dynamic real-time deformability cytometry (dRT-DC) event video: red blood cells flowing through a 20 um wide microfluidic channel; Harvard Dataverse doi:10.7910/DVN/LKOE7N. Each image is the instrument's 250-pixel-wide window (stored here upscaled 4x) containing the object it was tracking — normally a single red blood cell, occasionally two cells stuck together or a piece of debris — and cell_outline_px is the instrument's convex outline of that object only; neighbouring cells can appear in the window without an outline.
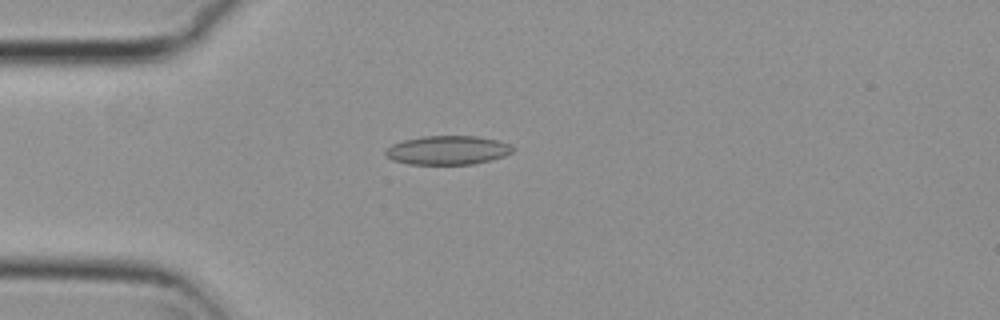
{"species": "common noctule bat (a hibernating species)", "species_latin": "Nyctalus noctula", "temperature_condition": "cold", "stored_images_in_passage": 54, "camera_frame_rate_fps": 3000, "um_per_image_px": 0.085, "animal": {"sex": "female", "body_mass_g": 29.2, "forearm_length_mm": 56.3}, "frame": {"image": 1, "passage_image": 14, "time_ms": 4.333, "image_size_px": [1000, 320], "cell_outline_px": [[516, 148], [512, 152], [504, 156], [472, 164], [408, 164], [392, 160], [384, 156], [384, 152], [392, 144], [404, 140], [420, 136], [476, 136], [496, 140], [508, 144]], "centroid_in_image_um": [38.01, 12.76], "position_along_channel_um": 47.0, "area_um2": 21.39}}
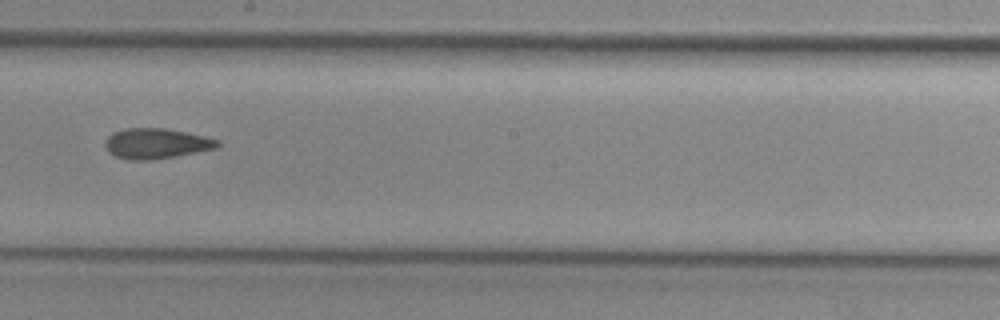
{"frame": {"image": 2, "passage_image": 30, "time_ms": 9.667, "image_size_px": [1000, 320], "cell_outline_px": [[220, 144], [216, 148], [176, 156], [152, 160], [132, 160], [116, 156], [108, 152], [104, 144], [108, 136], [112, 132], [124, 128], [164, 128], [204, 136], [220, 140]], "centroid_in_image_um": [13.26, 12.19], "position_along_channel_um": 234.9, "area_um2": 19.83}}
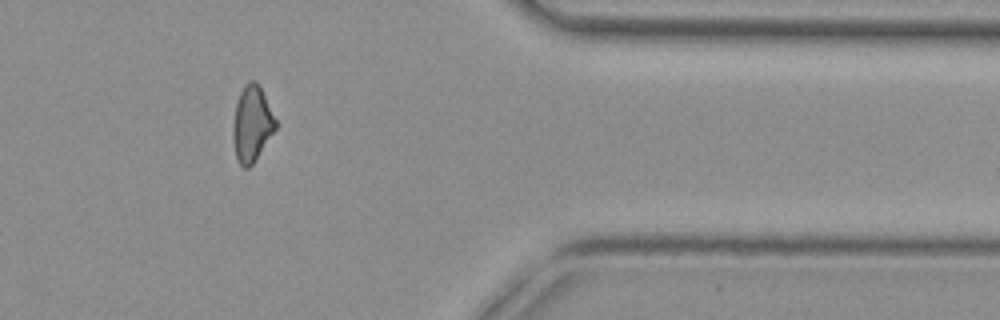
{"frame": {"image": 3, "passage_image": 44, "time_ms": 14.333, "image_size_px": [1000, 320], "cell_outline_px": [[276, 128], [252, 164], [248, 168], [244, 168], [236, 160], [232, 140], [232, 128], [236, 104], [240, 92], [244, 84], [248, 80], [256, 80], [276, 120]], "centroid_in_image_um": [21.37, 10.53], "position_along_channel_um": 390.0, "area_um2": 18.61}, "authors_computed_cell_mechanics": {"area_um2": 19.7965, "velocity_mm_per_s": 3.8085, "shape_relaxation_time_tau1_ms": null, "shape_relaxation_time_tau2_ms": 6.5671, "deformation_change_tau1": null, "deformation_change_tau2": 0.1318}}